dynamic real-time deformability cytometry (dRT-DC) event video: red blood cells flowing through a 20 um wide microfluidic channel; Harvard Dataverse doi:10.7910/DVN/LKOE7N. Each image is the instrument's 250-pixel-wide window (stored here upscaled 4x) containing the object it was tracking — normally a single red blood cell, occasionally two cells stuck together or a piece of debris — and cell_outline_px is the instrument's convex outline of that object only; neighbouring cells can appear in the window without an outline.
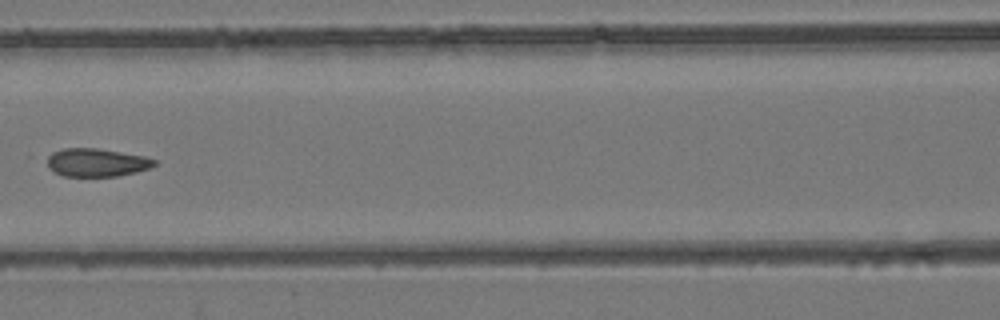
{"species": "common noctule bat (a hibernating species)", "species_latin": "Nyctalus noctula", "temperature_condition": "room temperature", "stored_images_in_passage": 5, "camera_frame_rate_fps": 3000, "um_per_image_px": 0.085, "animal": {"sex": "female", "body_mass_g": 24.6, "forearm_length_mm": 56.2}, "frame": {"image": 1, "passage_image": 4, "time_ms": 3.667, "image_size_px": [1000, 320], "cell_outline_px": [[156, 164], [152, 168], [136, 172], [116, 176], [64, 176], [48, 168], [44, 156], [52, 152], [64, 148], [96, 148], [144, 156], [156, 160]], "centroid_in_image_um": [8.17, 13.81], "position_along_channel_um": 158.4, "area_um2": 17.74}}
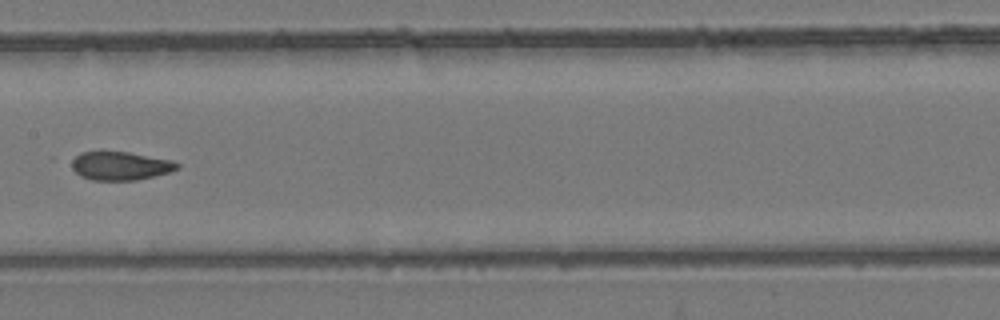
{"frame": {"image": 2, "passage_image": 5, "time_ms": 4.667, "image_size_px": [1000, 320], "cell_outline_px": [[180, 168], [168, 172], [136, 180], [92, 180], [80, 176], [72, 168], [72, 160], [80, 152], [128, 152], [172, 160], [180, 164]], "centroid_in_image_um": [10.23, 14.1], "position_along_channel_um": 197.2, "area_um2": 17.34}}